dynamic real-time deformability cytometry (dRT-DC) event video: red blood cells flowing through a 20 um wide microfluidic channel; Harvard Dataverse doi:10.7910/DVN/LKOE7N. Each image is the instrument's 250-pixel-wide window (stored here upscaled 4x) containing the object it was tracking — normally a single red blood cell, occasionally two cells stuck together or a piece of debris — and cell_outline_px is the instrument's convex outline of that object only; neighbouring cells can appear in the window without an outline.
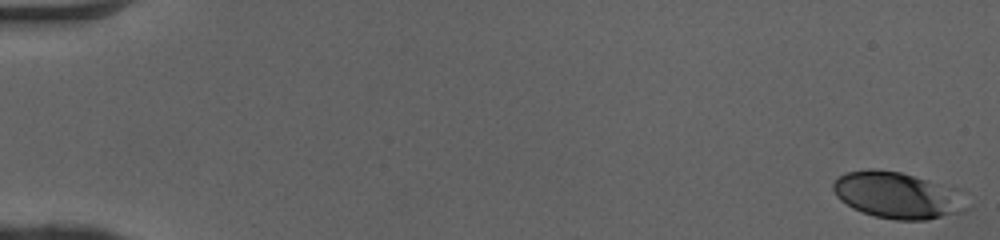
{"species": "human", "species_latin": "Homo sapiens", "temperature_condition": "cold", "stored_images_in_passage": 51, "camera_frame_rate_fps": 3000, "um_per_image_px": 0.085, "donor": {"sex": "female"}, "frame": {"image": 1, "passage_image": 1, "time_ms": 0.0, "image_size_px": [1000, 240], "cell_outline_px": [[968, 208], [960, 212], [928, 220], [896, 220], [876, 216], [852, 208], [840, 200], [836, 196], [832, 188], [832, 184], [844, 172], [868, 168], [872, 168], [900, 172], [964, 188], [968, 192]], "centroid_in_image_um": [76.41, 16.57], "position_along_channel_um": 8.6, "area_um2": 37.28}}
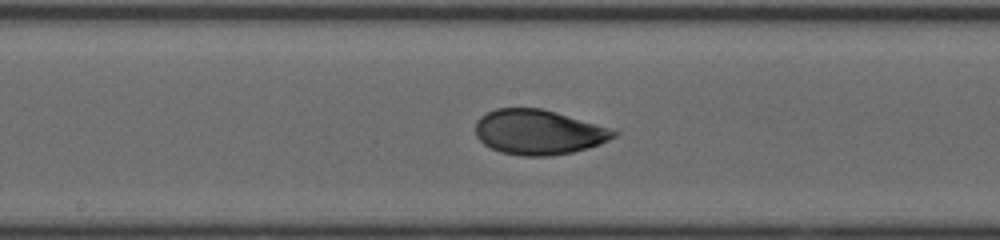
{"frame": {"image": 2, "passage_image": 28, "time_ms": 9.0, "image_size_px": [1000, 240], "cell_outline_px": [[620, 132], [616, 136], [600, 144], [588, 148], [572, 152], [552, 156], [520, 156], [500, 152], [484, 144], [476, 136], [476, 120], [480, 116], [496, 108], [540, 108], [556, 112], [608, 128]], "centroid_in_image_um": [45.75, 11.24], "position_along_channel_um": 202.5, "area_um2": 36.07}}
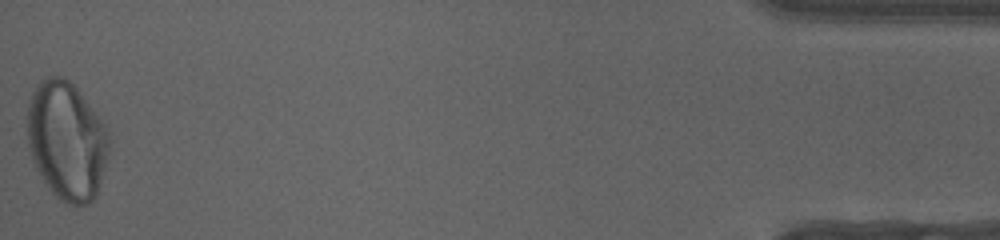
{"frame": {"image": 3, "passage_image": 51, "time_ms": 16.667, "image_size_px": [1000, 240], "cell_outline_px": [[112, 140], [108, 156], [96, 196], [88, 204], [64, 204], [48, 188], [36, 168], [32, 160], [28, 144], [28, 104], [32, 92], [36, 84], [40, 80], [48, 76], [64, 76], [80, 92], [108, 128]], "centroid_in_image_um": [5.69, 11.95], "position_along_channel_um": 429.5, "area_um2": 56.82}, "authors_computed_cell_mechanics": {"area_um2": 36.1828, "velocity_mm_per_s": 4.0868, "shape_relaxation_time_tau1_ms": 3.9064, "shape_relaxation_time_tau2_ms": 0.8373, "deformation_change_tau1": 0.1865, "deformation_change_tau2": 0.0494}}